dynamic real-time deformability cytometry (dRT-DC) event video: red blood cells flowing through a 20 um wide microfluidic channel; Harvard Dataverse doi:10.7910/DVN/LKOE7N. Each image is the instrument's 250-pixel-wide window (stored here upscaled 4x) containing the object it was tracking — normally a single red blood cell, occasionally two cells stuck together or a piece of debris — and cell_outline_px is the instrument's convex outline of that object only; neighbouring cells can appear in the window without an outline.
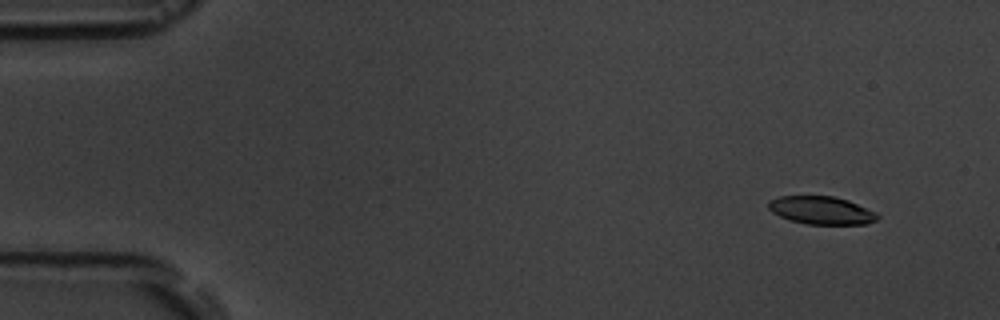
{"species": "common noctule bat (a hibernating species)", "species_latin": "Nyctalus noctula", "temperature_condition": "room temperature", "stored_images_in_passage": 8, "camera_frame_rate_fps": 3000, "um_per_image_px": 0.085, "animal": {"sex": "male", "body_mass_g": 19.5, "forearm_length_mm": 54.6}, "frame": {"image": 1, "passage_image": 1, "time_ms": 0.0, "image_size_px": [1000, 320], "cell_outline_px": [[880, 216], [876, 220], [868, 224], [808, 224], [788, 220], [772, 212], [768, 208], [768, 200], [780, 196], [832, 196], [848, 200], [876, 212]], "centroid_in_image_um": [69.81, 17.88], "position_along_channel_um": 15.2, "area_um2": 17.8}}
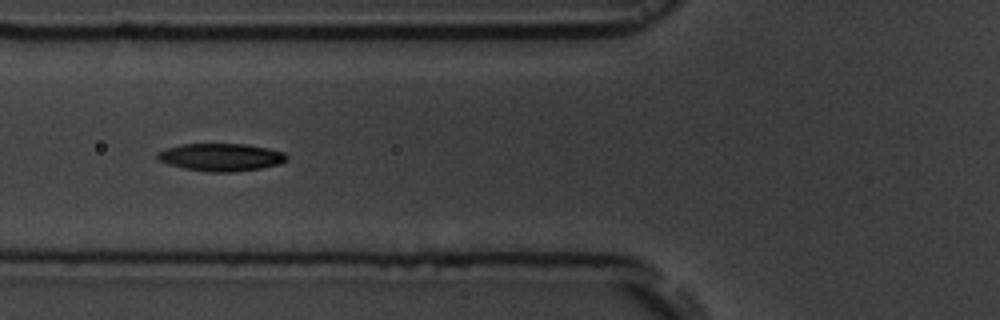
{"frame": {"image": 2, "passage_image": 5, "time_ms": 5.667, "image_size_px": [1000, 320], "cell_outline_px": [[288, 156], [280, 164], [260, 168], [232, 172], [208, 172], [184, 168], [168, 164], [160, 160], [156, 156], [156, 152], [164, 148], [180, 144], [248, 144], [268, 148], [284, 152]], "centroid_in_image_um": [18.75, 13.35], "position_along_channel_um": 107.0, "area_um2": 20.87}}
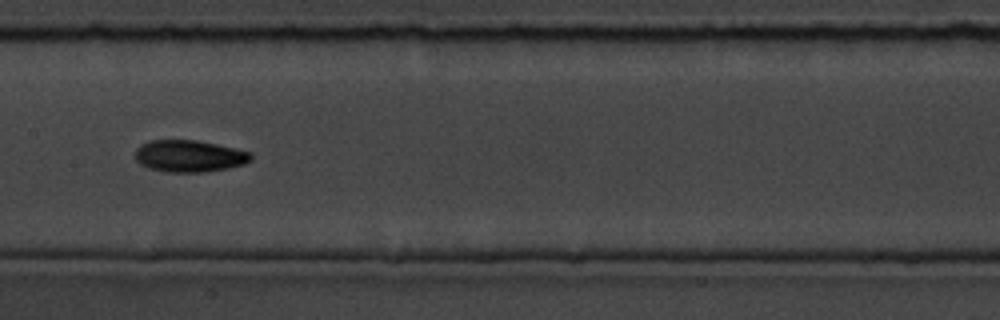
{"frame": {"image": 3, "passage_image": 7, "time_ms": 8.0, "image_size_px": [1000, 320], "cell_outline_px": [[252, 160], [244, 164], [228, 168], [204, 172], [164, 172], [148, 168], [140, 164], [136, 160], [136, 148], [140, 144], [148, 140], [196, 140], [216, 144], [248, 152], [252, 156]], "centroid_in_image_um": [16.04, 13.27], "position_along_channel_um": 191.4, "area_um2": 21.5}}